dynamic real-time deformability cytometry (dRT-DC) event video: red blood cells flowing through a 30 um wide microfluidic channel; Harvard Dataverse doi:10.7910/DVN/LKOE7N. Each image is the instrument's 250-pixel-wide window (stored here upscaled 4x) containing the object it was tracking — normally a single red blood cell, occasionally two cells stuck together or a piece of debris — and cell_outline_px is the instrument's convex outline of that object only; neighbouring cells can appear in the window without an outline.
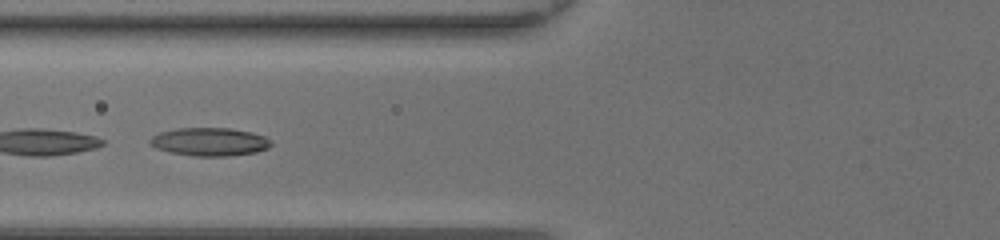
{"species": "common noctule bat (a hibernating species)", "species_latin": "Nyctalus noctula", "temperature_condition": "room temperature", "stored_images_in_passage": 31, "camera_frame_rate_fps": 3000, "um_per_image_px": 0.085, "animal": {"sex": "female", "body_mass_g": 20.0, "forearm_length_mm": 54.0}, "frame": {"image": 1, "passage_image": 5, "time_ms": 1.333, "image_size_px": [1000, 240], "cell_outline_px": [[272, 144], [268, 148], [256, 152], [228, 156], [192, 156], [172, 152], [156, 148], [148, 144], [148, 140], [152, 136], [160, 132], [176, 128], [228, 128], [252, 132], [264, 136]], "centroid_in_image_um": [17.78, 12.05], "position_along_channel_um": 108.0, "area_um2": 19.88}, "authors_computed_cell_mechanics": {"area_um2": 19.1318, "velocity_mm_per_s": 4.4052, "shape_relaxation_time_tau1_ms": null, "shape_relaxation_time_tau2_ms": 3.8741, "deformation_change_tau1": null, "deformation_change_tau2": 0.1087}}